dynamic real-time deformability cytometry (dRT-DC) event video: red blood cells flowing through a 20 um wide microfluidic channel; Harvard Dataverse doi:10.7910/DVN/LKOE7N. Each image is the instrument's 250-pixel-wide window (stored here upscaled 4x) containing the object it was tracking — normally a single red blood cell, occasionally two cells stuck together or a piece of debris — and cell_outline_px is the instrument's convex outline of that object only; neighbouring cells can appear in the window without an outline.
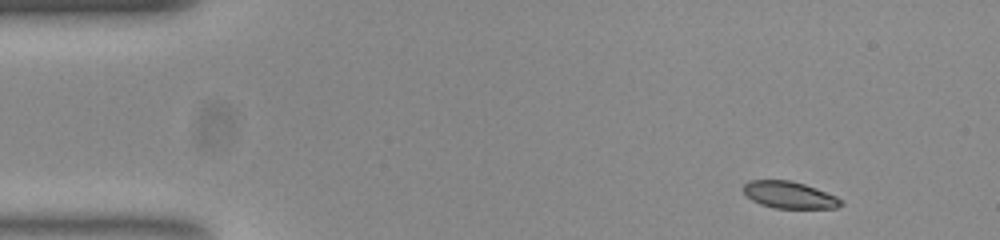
{"species": "common noctule bat (a hibernating species)", "species_latin": "Nyctalus noctula", "temperature_condition": "room temperature", "stored_images_in_passage": 48, "camera_frame_rate_fps": 3000, "um_per_image_px": 0.085, "animal": {"sex": "female", "body_mass_g": 23.0, "forearm_length_mm": 53.4}, "frame": {"image": 1, "passage_image": 1, "time_ms": 0.0, "image_size_px": [1000, 240], "cell_outline_px": [[844, 204], [836, 208], [776, 208], [760, 204], [752, 200], [744, 192], [744, 184], [748, 180], [788, 180], [804, 184], [816, 188], [836, 196]], "centroid_in_image_um": [67.09, 16.57], "position_along_channel_um": 17.9, "area_um2": 15.14}}
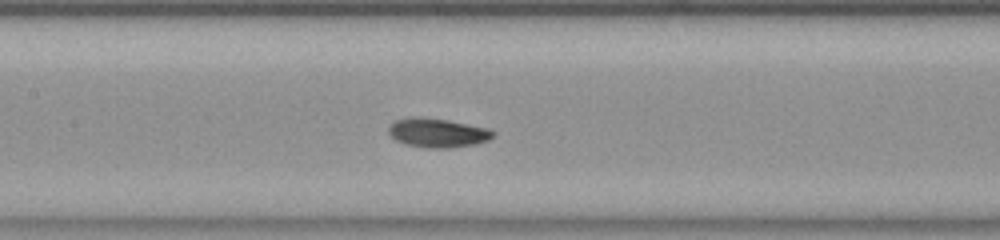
{"frame": {"image": 2, "passage_image": 20, "time_ms": 6.333, "image_size_px": [1000, 240], "cell_outline_px": [[496, 132], [488, 140], [476, 144], [452, 148], [424, 148], [404, 144], [396, 140], [388, 132], [388, 128], [396, 120], [448, 120], [488, 128]], "centroid_in_image_um": [37.26, 11.35], "position_along_channel_um": 170.1, "area_um2": 16.99}}
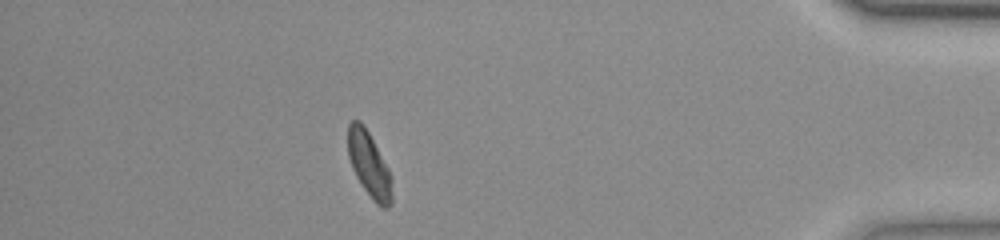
{"frame": {"image": 3, "passage_image": 42, "time_ms": 13.667, "image_size_px": [1000, 240], "cell_outline_px": [[392, 204], [388, 208], [380, 208], [372, 200], [356, 176], [352, 168], [348, 156], [348, 124], [352, 120], [360, 120], [368, 132], [388, 168], [392, 180]], "centroid_in_image_um": [31.38, 14.03], "position_along_channel_um": 403.8, "area_um2": 16.7}, "authors_computed_cell_mechanics": {"area_um2": 16.762, "velocity_mm_per_s": 3.8751, "shape_relaxation_time_tau1_ms": 2.6162, "shape_relaxation_time_tau2_ms": 2.6622, "deformation_change_tau1": 0.1096, "deformation_change_tau2": 0.0707}}